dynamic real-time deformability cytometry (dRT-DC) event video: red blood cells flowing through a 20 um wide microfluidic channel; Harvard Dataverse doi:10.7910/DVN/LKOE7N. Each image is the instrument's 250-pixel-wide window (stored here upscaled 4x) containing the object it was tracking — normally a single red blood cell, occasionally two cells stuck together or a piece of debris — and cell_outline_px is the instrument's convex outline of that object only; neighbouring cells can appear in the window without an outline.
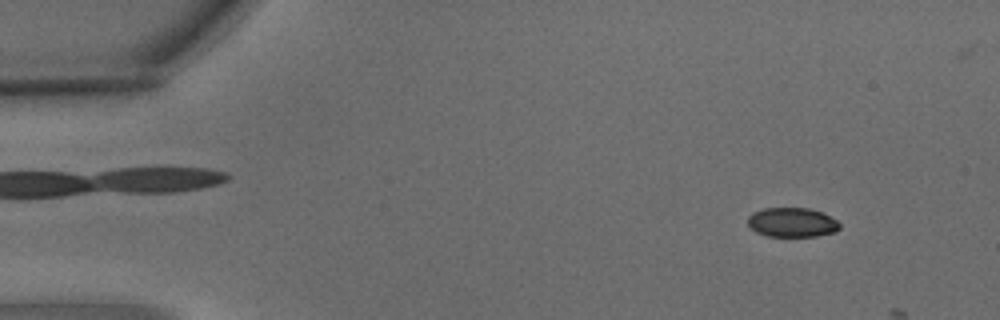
{"species": "common noctule bat (a hibernating species)", "species_latin": "Nyctalus noctula", "temperature_condition": "warm", "stored_images_in_passage": 2, "camera_frame_rate_fps": 3000, "um_per_image_px": 0.085, "animal": {"sex": "male", "body_mass_g": 15.6}, "frame": {"image": 1, "passage_image": 1, "time_ms": 0.0, "image_size_px": [1000, 320], "cell_outline_px": [[840, 228], [836, 232], [816, 236], [768, 236], [756, 232], [748, 224], [748, 216], [752, 212], [764, 208], [808, 208], [820, 212], [836, 220], [840, 224]], "centroid_in_image_um": [67.31, 18.9], "position_along_channel_um": 17.7, "area_um2": 15.66}}